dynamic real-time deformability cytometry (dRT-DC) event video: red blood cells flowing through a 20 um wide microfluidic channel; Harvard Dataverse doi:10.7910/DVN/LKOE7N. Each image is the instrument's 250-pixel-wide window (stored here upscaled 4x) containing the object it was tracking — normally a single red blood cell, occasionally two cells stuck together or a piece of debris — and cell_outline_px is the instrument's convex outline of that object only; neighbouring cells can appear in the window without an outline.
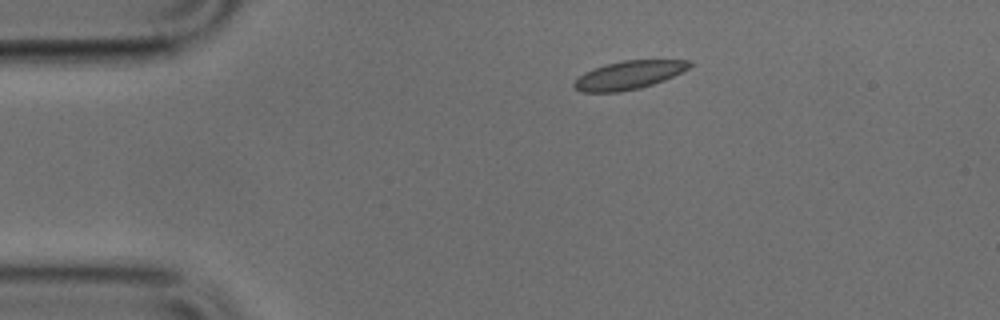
{"species": "common noctule bat (a hibernating species)", "species_latin": "Nyctalus noctula", "temperature_condition": "cold", "stored_images_in_passage": 42, "camera_frame_rate_fps": 3000, "um_per_image_px": 0.085, "animal": {"sex": "male", "body_mass_g": 17.9, "forearm_length_mm": 54.2}, "frame": {"image": 1, "passage_image": 1, "time_ms": 0.0, "image_size_px": [1000, 320], "cell_outline_px": [[692, 64], [688, 68], [664, 80], [640, 88], [620, 92], [580, 92], [572, 88], [572, 84], [584, 72], [608, 64], [624, 60], [692, 60]], "centroid_in_image_um": [53.42, 6.39], "position_along_channel_um": 31.6, "area_um2": 18.9}}
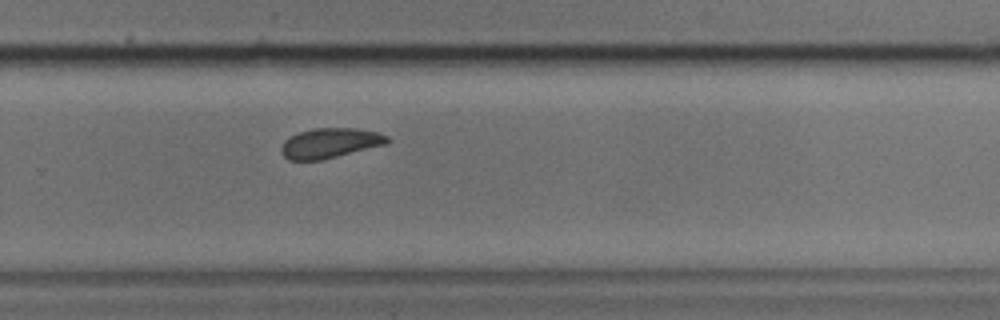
{"frame": {"image": 2, "passage_image": 25, "time_ms": 8.0, "image_size_px": [1000, 320], "cell_outline_px": [[392, 140], [388, 144], [320, 160], [288, 160], [280, 152], [280, 148], [284, 140], [300, 132], [312, 128], [356, 128], [380, 132], [388, 136]], "centroid_in_image_um": [28.09, 12.15], "position_along_channel_um": 301.7, "area_um2": 18.67}}
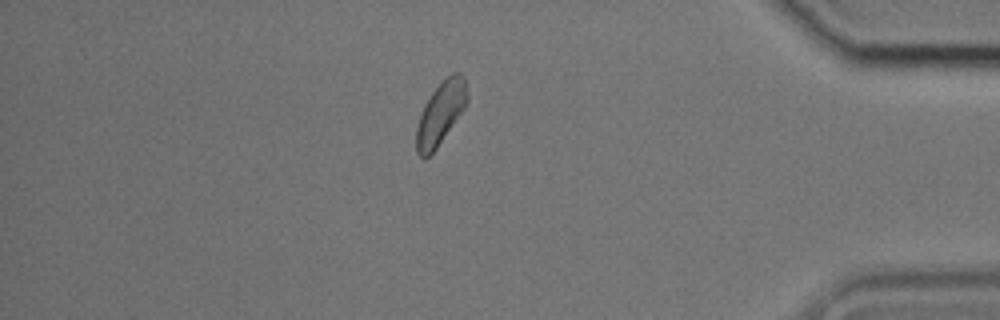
{"frame": {"image": 3, "passage_image": 35, "time_ms": 11.333, "image_size_px": [1000, 320], "cell_outline_px": [[468, 100], [464, 108], [436, 148], [424, 160], [416, 152], [416, 128], [424, 104], [432, 92], [452, 72], [460, 72], [464, 80], [468, 92]], "centroid_in_image_um": [37.44, 9.63], "position_along_channel_um": 397.8, "area_um2": 18.21}}